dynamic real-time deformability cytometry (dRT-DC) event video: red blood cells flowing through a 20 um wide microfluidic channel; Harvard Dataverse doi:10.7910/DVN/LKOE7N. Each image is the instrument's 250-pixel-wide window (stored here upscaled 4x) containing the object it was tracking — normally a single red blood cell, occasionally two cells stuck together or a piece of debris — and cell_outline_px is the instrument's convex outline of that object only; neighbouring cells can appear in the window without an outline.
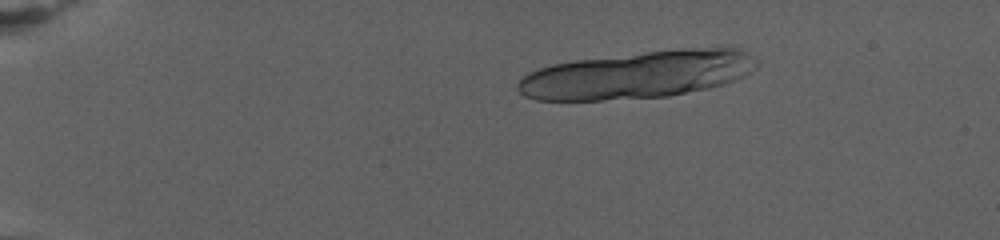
{"species": "human", "species_latin": "Homo sapiens", "temperature_condition": "warm", "stored_images_in_passage": 13, "camera_frame_rate_fps": 3000, "um_per_image_px": 0.085, "donor": {"sex": "female"}, "frame": {"image": 1, "passage_image": 6, "time_ms": 3.667, "image_size_px": [1000, 240], "cell_outline_px": [[760, 64], [756, 68], [744, 76], [724, 84], [708, 88], [668, 96], [600, 100], [536, 100], [524, 96], [516, 88], [516, 84], [528, 72], [552, 64], [576, 60], [680, 48], [728, 44], [760, 60]], "centroid_in_image_um": [54.28, 6.32], "position_along_channel_um": 30.7, "area_um2": 66.59}}